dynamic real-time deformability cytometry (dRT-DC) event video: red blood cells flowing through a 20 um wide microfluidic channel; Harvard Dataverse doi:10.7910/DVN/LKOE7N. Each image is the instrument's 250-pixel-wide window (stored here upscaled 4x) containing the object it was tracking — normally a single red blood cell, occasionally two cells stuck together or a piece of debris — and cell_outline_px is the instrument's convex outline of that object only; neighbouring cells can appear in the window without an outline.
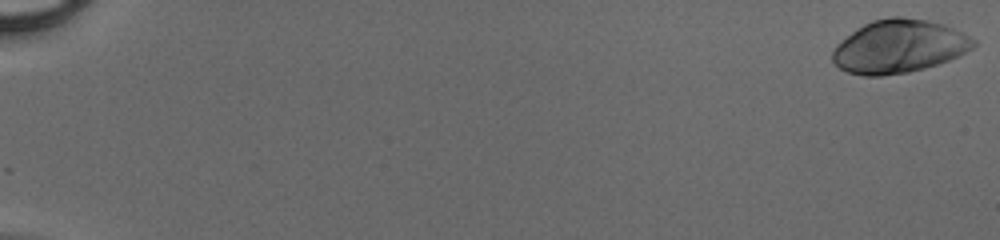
{"species": "human", "species_latin": "Homo sapiens", "temperature_condition": "cold", "stored_images_in_passage": 50, "camera_frame_rate_fps": 3000, "um_per_image_px": 0.085, "donor": {"sex": "male"}, "frame": {"image": 1, "passage_image": 1, "time_ms": 0.0, "image_size_px": [1000, 240], "cell_outline_px": [[976, 44], [972, 48], [948, 60], [924, 68], [908, 72], [880, 76], [864, 76], [848, 72], [840, 68], [832, 60], [832, 52], [836, 44], [852, 32], [864, 24], [872, 20], [892, 16], [900, 16], [928, 20], [944, 24], [976, 40]], "centroid_in_image_um": [76.38, 3.94], "position_along_channel_um": 8.6, "area_um2": 43.35}}
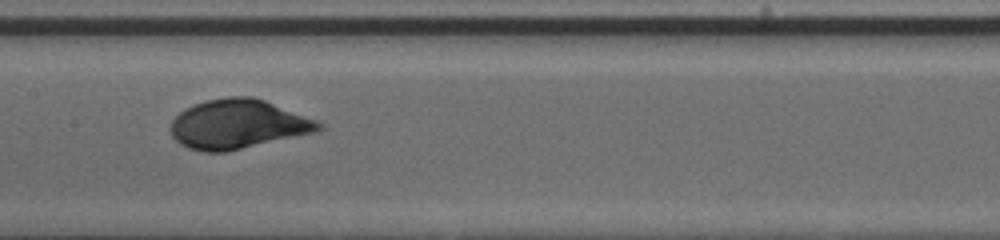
{"frame": {"image": 2, "passage_image": 28, "time_ms": 9.0, "image_size_px": [1000, 240], "cell_outline_px": [[324, 128], [320, 132], [228, 152], [200, 152], [188, 148], [180, 144], [172, 136], [172, 120], [184, 108], [208, 100], [228, 96], [252, 96], [264, 100], [320, 120], [324, 124]], "centroid_in_image_um": [20.31, 10.57], "position_along_channel_um": 187.1, "area_um2": 43.18}}
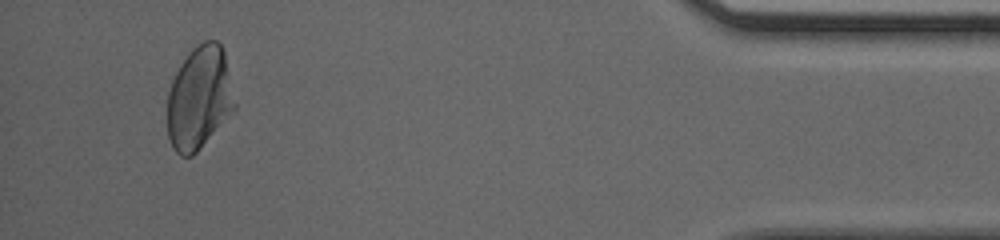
{"frame": {"image": 3, "passage_image": 48, "time_ms": 15.667, "image_size_px": [1000, 240], "cell_outline_px": [[236, 108], [200, 148], [192, 156], [180, 156], [172, 148], [168, 136], [168, 92], [172, 80], [180, 64], [192, 48], [204, 40], [216, 40], [220, 44], [224, 52], [236, 104]], "centroid_in_image_um": [16.93, 8.32], "position_along_channel_um": 418.3, "area_um2": 40.34}}